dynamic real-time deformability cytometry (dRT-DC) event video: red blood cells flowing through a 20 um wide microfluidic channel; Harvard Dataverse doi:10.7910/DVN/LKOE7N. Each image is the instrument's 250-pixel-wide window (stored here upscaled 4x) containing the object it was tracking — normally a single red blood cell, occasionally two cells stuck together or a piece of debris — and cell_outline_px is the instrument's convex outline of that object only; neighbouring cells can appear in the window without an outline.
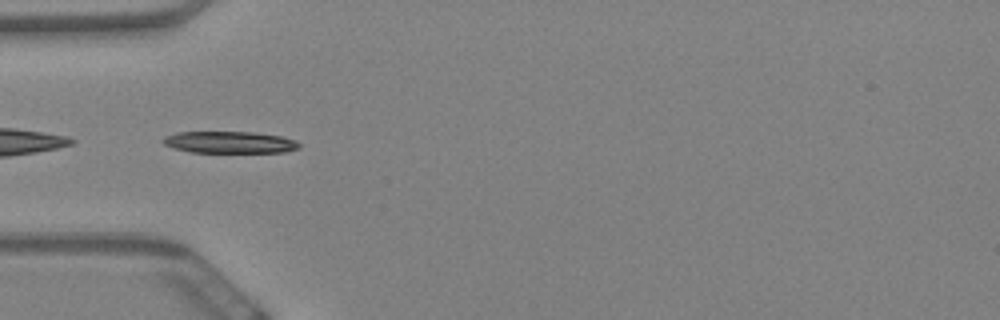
{"species": "Egyptian fruit bat (a non-hibernating species)", "species_latin": "Rousettus aegyptiacus", "temperature_condition": "warm", "stored_images_in_passage": 42, "camera_frame_rate_fps": 3000, "um_per_image_px": 0.085, "animal": {"sex": "female"}, "frame": {"image": 1, "passage_image": 1, "time_ms": 0.0, "image_size_px": [1000, 320], "cell_outline_px": [[300, 148], [284, 152], [192, 152], [176, 148], [164, 144], [160, 140], [164, 136], [176, 132], [252, 132], [280, 136], [296, 140], [300, 144]], "centroid_in_image_um": [19.52, 12.09], "position_along_channel_um": 65.5, "area_um2": 17.22}}
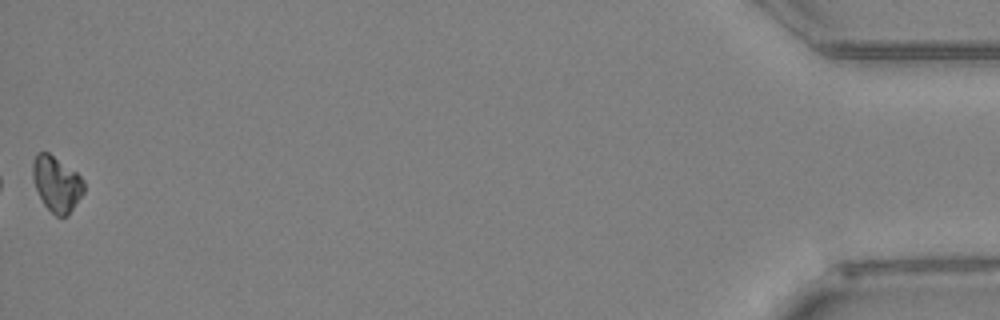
{"frame": {"image": 2, "passage_image": 42, "time_ms": 13.667, "image_size_px": [1000, 320], "cell_outline_px": [[84, 192], [68, 216], [56, 216], [44, 204], [32, 180], [32, 164], [36, 152], [48, 152], [76, 172], [84, 180]], "centroid_in_image_um": [4.81, 15.62], "position_along_channel_um": 430.4, "area_um2": 16.47}, "authors_computed_cell_mechanics": {"area_um2": 17.2533, "velocity_mm_per_s": 3.3862, "shape_relaxation_time_tau1_ms": 1.9455, "shape_relaxation_time_tau2_ms": null, "deformation_change_tau1": 0.1115, "deformation_change_tau2": null}}